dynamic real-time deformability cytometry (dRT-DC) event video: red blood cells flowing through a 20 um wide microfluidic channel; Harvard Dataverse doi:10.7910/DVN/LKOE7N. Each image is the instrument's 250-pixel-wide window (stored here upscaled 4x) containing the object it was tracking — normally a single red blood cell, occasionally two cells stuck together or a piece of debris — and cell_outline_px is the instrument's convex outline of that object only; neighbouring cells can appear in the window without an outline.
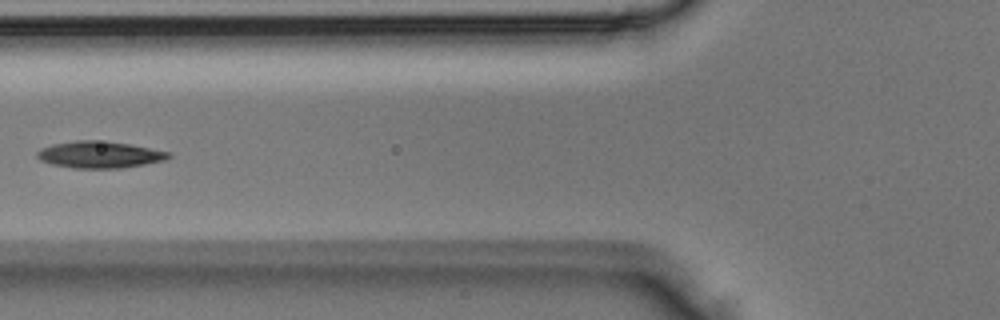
{"species": "Egyptian fruit bat (a non-hibernating species)", "species_latin": "Rousettus aegyptiacus", "temperature_condition": "room temperature", "stored_images_in_passage": 3, "camera_frame_rate_fps": 3000, "um_per_image_px": 0.085, "animal": {"sex": "male"}, "frame": {"image": 1, "passage_image": 3, "time_ms": 0.667, "image_size_px": [1000, 320], "cell_outline_px": [[172, 156], [164, 160], [144, 164], [120, 168], [72, 168], [52, 164], [40, 160], [36, 156], [36, 152], [40, 148], [52, 144], [76, 140], [96, 140], [132, 144], [168, 152]], "centroid_in_image_um": [8.42, 13.14], "position_along_channel_um": 117.4, "area_um2": 20.46}}